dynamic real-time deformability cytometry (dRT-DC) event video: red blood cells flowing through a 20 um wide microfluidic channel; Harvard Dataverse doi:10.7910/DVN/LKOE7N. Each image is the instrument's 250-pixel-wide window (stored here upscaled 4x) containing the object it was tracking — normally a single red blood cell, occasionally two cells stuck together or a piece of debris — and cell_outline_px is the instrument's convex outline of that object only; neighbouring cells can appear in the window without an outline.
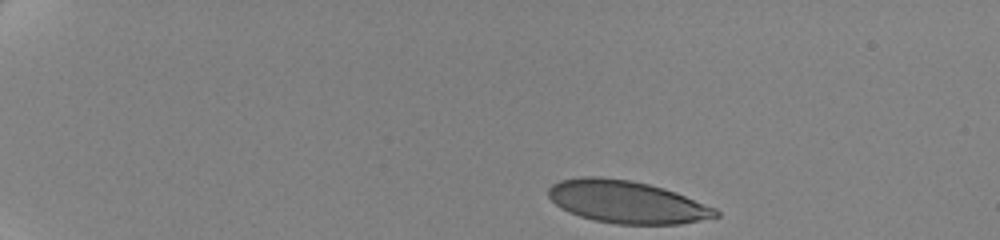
{"species": "human", "species_latin": "Homo sapiens", "temperature_condition": "cold", "stored_images_in_passage": 40, "camera_frame_rate_fps": 3000, "um_per_image_px": 0.085, "donor": {"sex": "female"}, "frame": {"image": 1, "passage_image": 1, "time_ms": 0.0, "image_size_px": [1000, 240], "cell_outline_px": [[720, 216], [680, 224], [616, 224], [592, 220], [568, 212], [560, 208], [548, 196], [548, 188], [552, 184], [560, 180], [580, 176], [600, 176], [632, 180], [664, 188], [676, 192], [716, 208], [720, 212]], "centroid_in_image_um": [53.26, 17.15], "position_along_channel_um": 31.7, "area_um2": 41.67}}
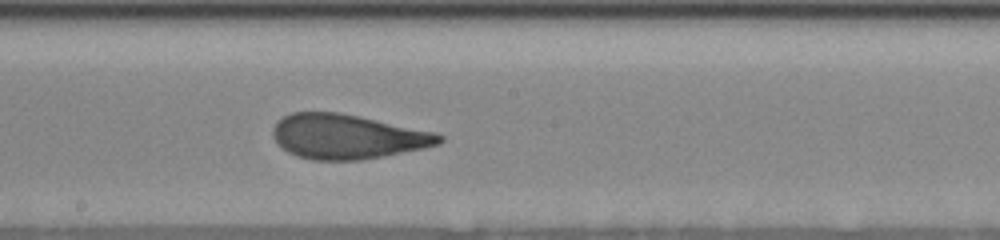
{"frame": {"image": 2, "passage_image": 22, "time_ms": 8.333, "image_size_px": [1000, 240], "cell_outline_px": [[444, 140], [440, 144], [424, 148], [384, 156], [360, 160], [312, 160], [296, 156], [288, 152], [276, 144], [272, 136], [272, 128], [284, 116], [292, 112], [340, 112], [360, 116], [436, 132], [444, 136]], "centroid_in_image_um": [29.52, 11.61], "position_along_channel_um": 218.7, "area_um2": 43.52}}
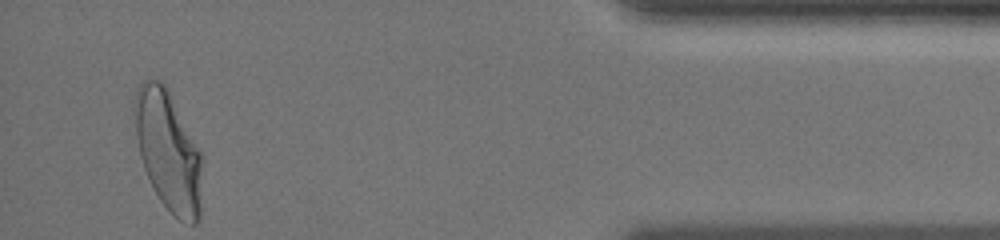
{"frame": {"image": 3, "passage_image": 40, "time_ms": 15.333, "image_size_px": [1000, 240], "cell_outline_px": [[200, 220], [196, 224], [192, 224], [180, 220], [160, 200], [144, 168], [140, 156], [136, 136], [132, 108], [132, 100], [140, 84], [148, 76], [160, 80], [168, 88], [200, 152]], "centroid_in_image_um": [14.25, 12.74], "position_along_channel_um": 421.0, "area_um2": 46.88}, "authors_computed_cell_mechanics": {"area_um2": 43.5523, "velocity_mm_per_s": 3.5085, "shape_relaxation_time_tau1_ms": 4.9403, "shape_relaxation_time_tau2_ms": 0.8696, "deformation_change_tau1": 0.1799, "deformation_change_tau2": 0.0761}}